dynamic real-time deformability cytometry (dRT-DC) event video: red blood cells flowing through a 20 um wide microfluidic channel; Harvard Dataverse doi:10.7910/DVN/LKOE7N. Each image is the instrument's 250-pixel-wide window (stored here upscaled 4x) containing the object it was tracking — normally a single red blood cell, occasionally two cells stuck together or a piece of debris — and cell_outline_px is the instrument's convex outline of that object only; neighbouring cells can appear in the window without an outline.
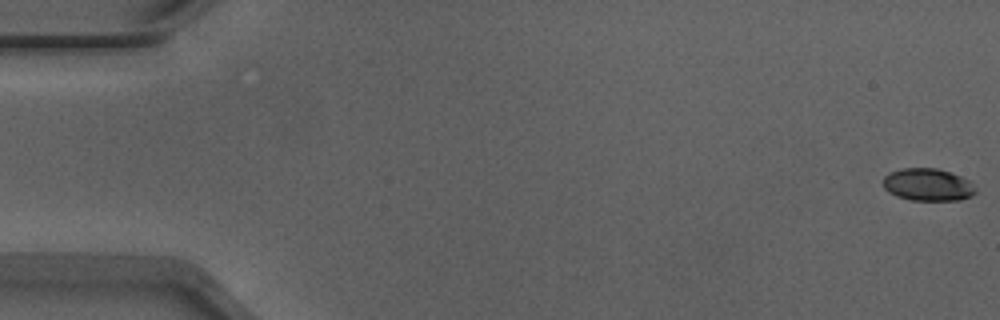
{"species": "Egyptian fruit bat (a non-hibernating species)", "species_latin": "Rousettus aegyptiacus", "temperature_condition": "warm", "stored_images_in_passage": 14, "camera_frame_rate_fps": 3000, "um_per_image_px": 0.085, "animal": {"sex": "male"}, "frame": {"image": 1, "passage_image": 1, "time_ms": 0.0, "image_size_px": [1000, 320], "cell_outline_px": [[976, 192], [972, 196], [960, 200], [912, 200], [896, 196], [888, 192], [884, 188], [884, 176], [888, 172], [900, 168], [936, 168], [972, 180], [976, 188]], "centroid_in_image_um": [78.88, 15.69], "position_along_channel_um": 6.1, "area_um2": 17.69}}